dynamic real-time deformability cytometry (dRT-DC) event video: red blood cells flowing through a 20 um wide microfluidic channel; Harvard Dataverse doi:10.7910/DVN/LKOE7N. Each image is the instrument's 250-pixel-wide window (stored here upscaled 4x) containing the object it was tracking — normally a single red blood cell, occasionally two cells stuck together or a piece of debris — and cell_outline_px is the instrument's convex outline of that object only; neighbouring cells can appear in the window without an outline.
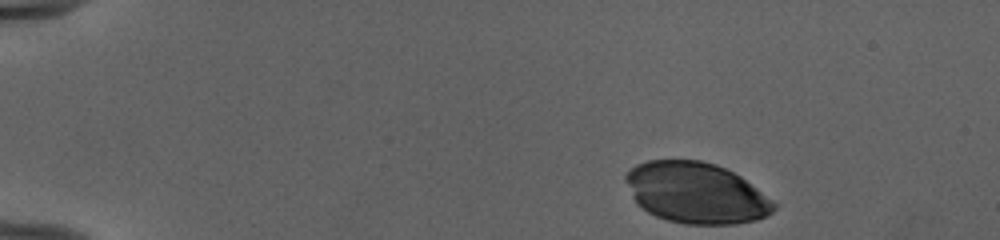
{"species": "human", "species_latin": "Homo sapiens", "temperature_condition": "cold", "stored_images_in_passage": 40, "camera_frame_rate_fps": 3000, "um_per_image_px": 0.085, "donor": {"sex": "female"}, "frame": {"image": 1, "passage_image": 1, "time_ms": 0.0, "image_size_px": [1000, 240], "cell_outline_px": [[776, 208], [772, 212], [756, 220], [736, 224], [684, 224], [668, 220], [656, 216], [648, 212], [636, 204], [624, 180], [624, 176], [636, 164], [648, 160], [700, 160], [716, 164], [740, 176], [772, 200], [776, 204]], "centroid_in_image_um": [59.14, 16.4], "position_along_channel_um": 25.9, "area_um2": 52.48}}
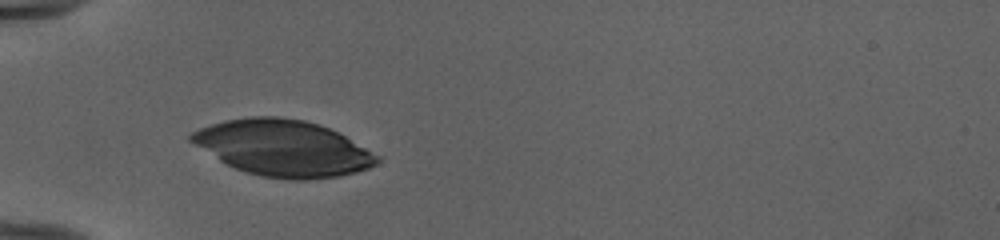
{"frame": {"image": 2, "passage_image": 11, "time_ms": 3.333, "image_size_px": [1000, 240], "cell_outline_px": [[380, 160], [376, 164], [368, 168], [356, 172], [340, 176], [308, 180], [292, 180], [260, 176], [236, 168], [220, 160], [188, 140], [188, 136], [192, 132], [200, 128], [224, 120], [248, 116], [276, 116], [304, 120], [328, 128], [344, 136], [380, 156]], "centroid_in_image_um": [24.06, 12.59], "position_along_channel_um": 60.9, "area_um2": 60.29}}
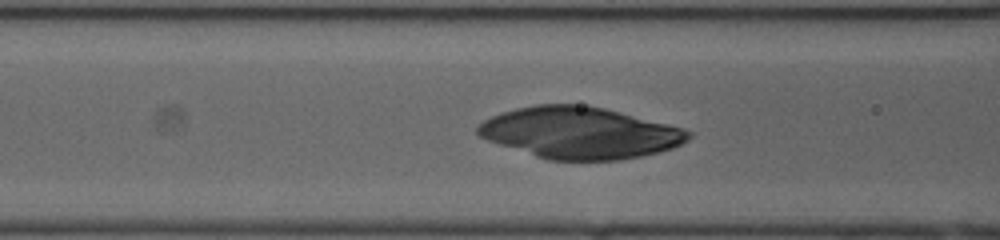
{"frame": {"image": 3, "passage_image": 16, "time_ms": 5.0, "image_size_px": [1000, 240], "cell_outline_px": [[692, 136], [688, 140], [672, 148], [660, 152], [620, 160], [548, 160], [488, 140], [480, 136], [476, 132], [476, 128], [484, 120], [500, 112], [516, 108], [536, 104], [588, 104], [684, 128], [692, 132]], "centroid_in_image_um": [49.3, 11.28], "position_along_channel_um": 117.3, "area_um2": 63.18}}